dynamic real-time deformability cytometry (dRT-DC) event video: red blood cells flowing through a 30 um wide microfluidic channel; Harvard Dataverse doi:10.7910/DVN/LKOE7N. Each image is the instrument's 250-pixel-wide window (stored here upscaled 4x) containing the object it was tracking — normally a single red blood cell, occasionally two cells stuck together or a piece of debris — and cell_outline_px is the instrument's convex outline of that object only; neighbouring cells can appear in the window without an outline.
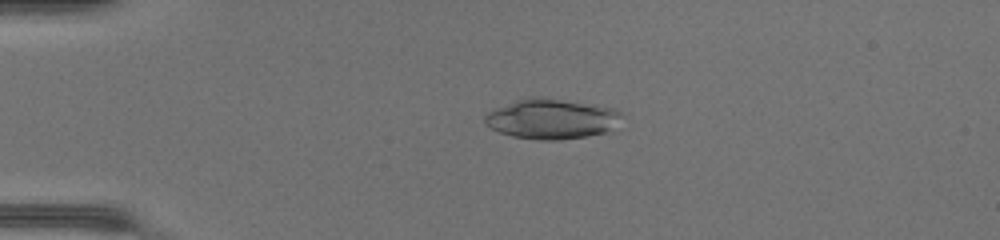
{"species": "common noctule bat (a hibernating species)", "species_latin": "Nyctalus noctula", "temperature_condition": "warm", "stored_images_in_passage": 48, "camera_frame_rate_fps": 3000, "um_per_image_px": 0.085, "animal": {"sex": "female", "body_mass_g": 17.0, "forearm_length_mm": 48.0}, "frame": {"image": 1, "passage_image": 12, "time_ms": 3.667, "image_size_px": [1000, 240], "cell_outline_px": [[624, 116], [612, 132], [588, 136], [560, 140], [540, 140], [512, 136], [500, 132], [484, 124], [484, 116], [488, 112], [496, 108], [520, 100], [560, 100], [596, 104], [616, 108]], "centroid_in_image_um": [47.0, 10.16], "position_along_channel_um": 38.0, "area_um2": 31.56}}
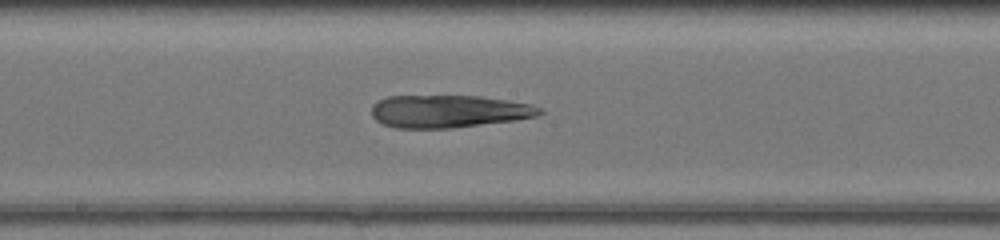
{"frame": {"image": 2, "passage_image": 27, "time_ms": 8.667, "image_size_px": [1000, 240], "cell_outline_px": [[544, 112], [536, 116], [512, 120], [452, 128], [396, 128], [384, 124], [376, 120], [372, 116], [372, 104], [376, 100], [388, 96], [480, 96], [532, 104], [540, 108]], "centroid_in_image_um": [38.09, 9.45], "position_along_channel_um": 210.1, "area_um2": 31.85}}
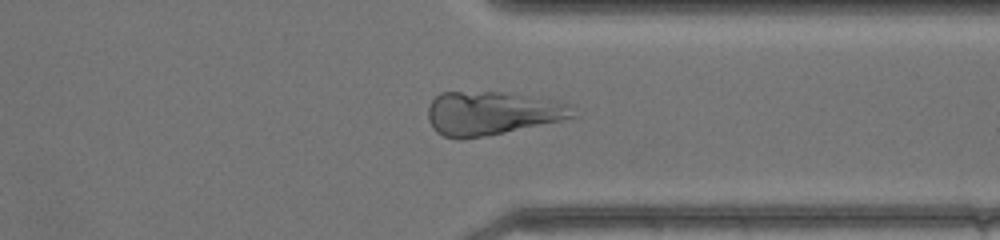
{"frame": {"image": 3, "passage_image": 38, "time_ms": 12.333, "image_size_px": [1000, 240], "cell_outline_px": [[580, 116], [564, 120], [484, 136], [460, 140], [456, 140], [444, 136], [436, 132], [432, 128], [428, 120], [428, 108], [432, 100], [440, 92], [500, 92], [556, 100], [572, 104]], "centroid_in_image_um": [41.85, 9.63], "position_along_channel_um": 369.6, "area_um2": 37.22}}